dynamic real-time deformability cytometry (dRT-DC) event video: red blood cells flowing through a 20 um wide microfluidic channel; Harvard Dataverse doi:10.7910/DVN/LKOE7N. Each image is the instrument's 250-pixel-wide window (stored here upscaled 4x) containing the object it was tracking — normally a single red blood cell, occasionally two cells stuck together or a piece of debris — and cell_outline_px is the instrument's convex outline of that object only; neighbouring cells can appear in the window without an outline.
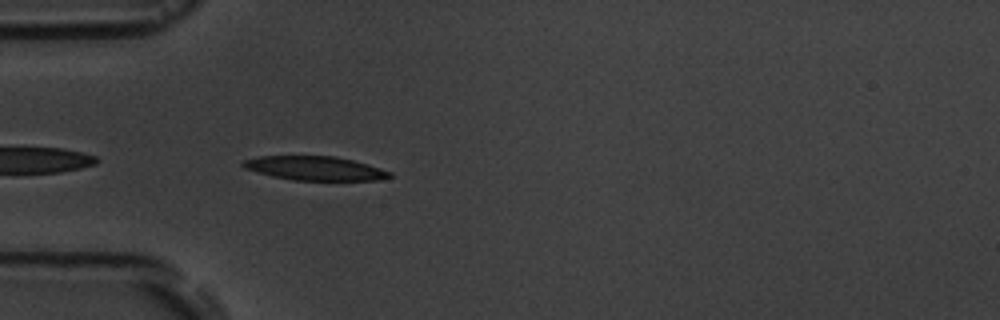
{"species": "common noctule bat (a hibernating species)", "species_latin": "Nyctalus noctula", "temperature_condition": "room temperature", "stored_images_in_passage": 3, "camera_frame_rate_fps": 3000, "um_per_image_px": 0.085, "animal": {"sex": "male", "body_mass_g": 19.5, "forearm_length_mm": 54.6}, "frame": {"image": 1, "passage_image": 3, "time_ms": 2.333, "image_size_px": [1000, 320], "cell_outline_px": [[392, 176], [380, 180], [292, 180], [272, 176], [256, 172], [244, 168], [240, 164], [240, 160], [256, 156], [336, 156], [352, 160], [380, 168], [392, 172]], "centroid_in_image_um": [26.7, 14.3], "position_along_channel_um": 58.3, "area_um2": 20.63}}